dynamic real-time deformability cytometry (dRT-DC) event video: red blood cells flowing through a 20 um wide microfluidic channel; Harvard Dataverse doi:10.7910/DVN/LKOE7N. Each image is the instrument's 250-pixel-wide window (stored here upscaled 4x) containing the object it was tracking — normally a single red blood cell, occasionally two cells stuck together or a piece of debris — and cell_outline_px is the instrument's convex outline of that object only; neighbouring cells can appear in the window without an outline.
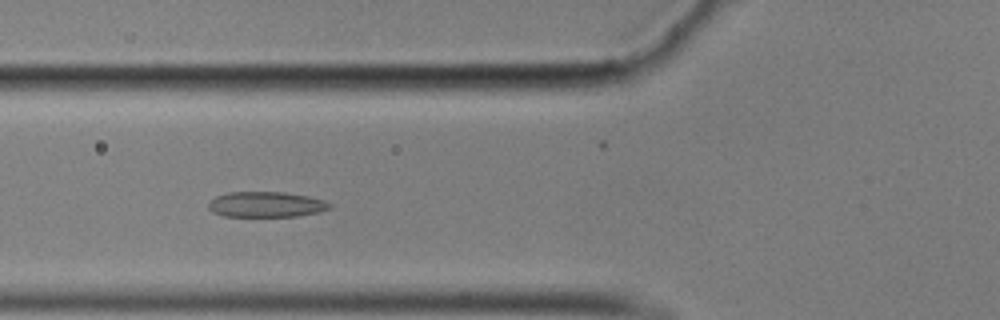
{"species": "common noctule bat (a hibernating species)", "species_latin": "Nyctalus noctula", "temperature_condition": "cold", "stored_images_in_passage": 58, "camera_frame_rate_fps": 3000, "um_per_image_px": 0.085, "animal": {"sex": "male", "body_mass_g": 17.9}, "frame": {"image": 1, "passage_image": 22, "time_ms": 7.0, "image_size_px": [1000, 320], "cell_outline_px": [[332, 208], [316, 212], [296, 216], [224, 216], [212, 212], [208, 208], [208, 204], [216, 196], [228, 192], [284, 192], [308, 196], [324, 200], [332, 204]], "centroid_in_image_um": [22.62, 17.37], "position_along_channel_um": 103.2, "area_um2": 17.92}}
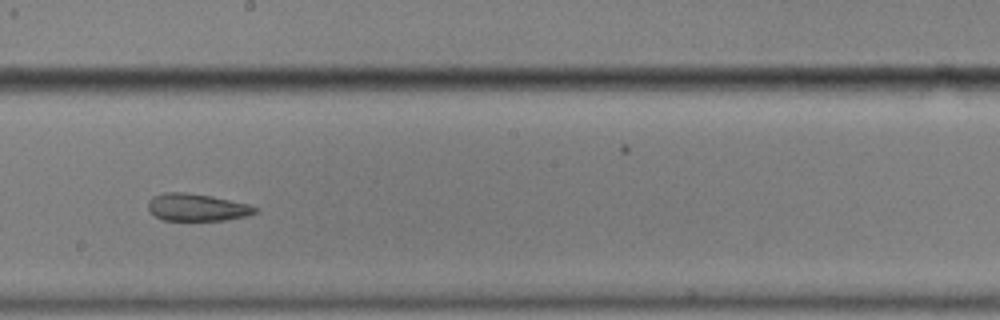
{"frame": {"image": 2, "passage_image": 33, "time_ms": 10.667, "image_size_px": [1000, 320], "cell_outline_px": [[260, 208], [256, 212], [248, 216], [224, 220], [164, 220], [156, 216], [148, 208], [148, 200], [152, 196], [164, 192], [184, 192], [212, 196], [248, 204]], "centroid_in_image_um": [16.75, 17.62], "position_along_channel_um": 231.5, "area_um2": 17.05}}
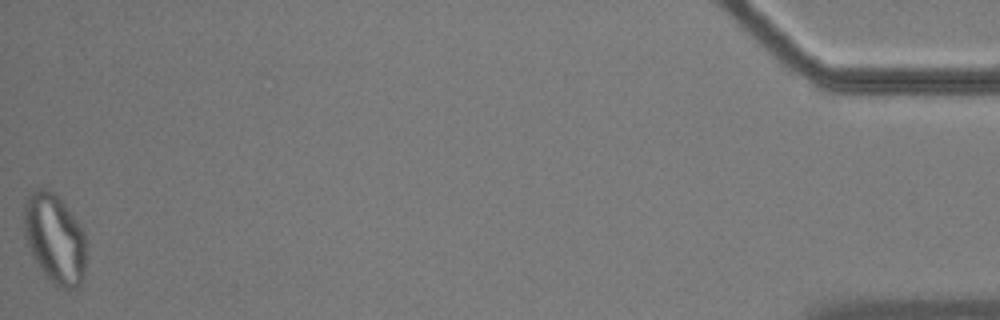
{"frame": {"image": 3, "passage_image": 58, "time_ms": 19.0, "image_size_px": [1000, 320], "cell_outline_px": [[84, 276], [80, 284], [72, 292], [56, 288], [52, 284], [36, 260], [28, 244], [24, 232], [24, 204], [28, 192], [36, 188], [44, 188], [60, 196], [84, 232]], "centroid_in_image_um": [4.65, 20.28], "position_along_channel_um": 430.6, "area_um2": 32.54}, "authors_computed_cell_mechanics": {"area_um2": 19.5075, "velocity_mm_per_s": 3.4891, "shape_relaxation_time_tau1_ms": null, "shape_relaxation_time_tau2_ms": 2.1095, "deformation_change_tau1": null, "deformation_change_tau2": 0.0702}}